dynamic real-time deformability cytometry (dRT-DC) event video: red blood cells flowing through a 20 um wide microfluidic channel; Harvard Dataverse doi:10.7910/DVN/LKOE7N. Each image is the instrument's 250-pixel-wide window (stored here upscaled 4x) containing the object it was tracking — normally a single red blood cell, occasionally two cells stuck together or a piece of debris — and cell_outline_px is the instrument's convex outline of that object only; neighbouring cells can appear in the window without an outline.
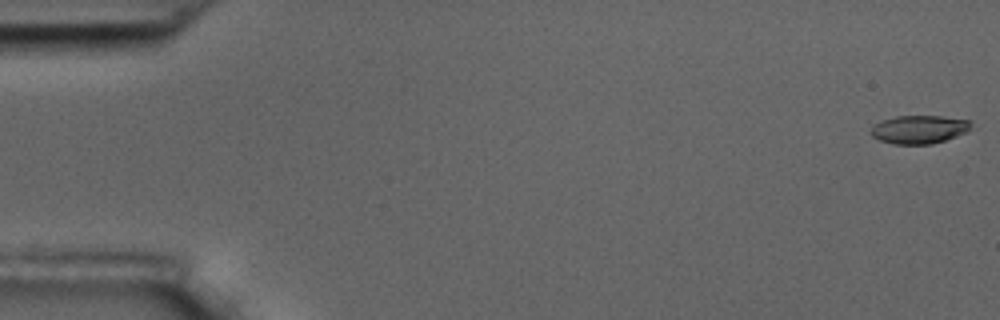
{"species": "common noctule bat (a hibernating species)", "species_latin": "Nyctalus noctula", "temperature_condition": "room temperature", "stored_images_in_passage": 56, "camera_frame_rate_fps": 3000, "um_per_image_px": 0.085, "animal": {"sex": "male", "body_mass_g": 17.5, "forearm_length_mm": 52.3}, "frame": {"image": 1, "passage_image": 1, "time_ms": 0.0, "image_size_px": [1000, 320], "cell_outline_px": [[972, 124], [968, 132], [932, 144], [892, 144], [880, 140], [872, 136], [868, 132], [872, 124], [880, 120], [896, 116], [944, 116], [972, 120]], "centroid_in_image_um": [78.1, 10.99], "position_along_channel_um": 6.9, "area_um2": 16.88}}
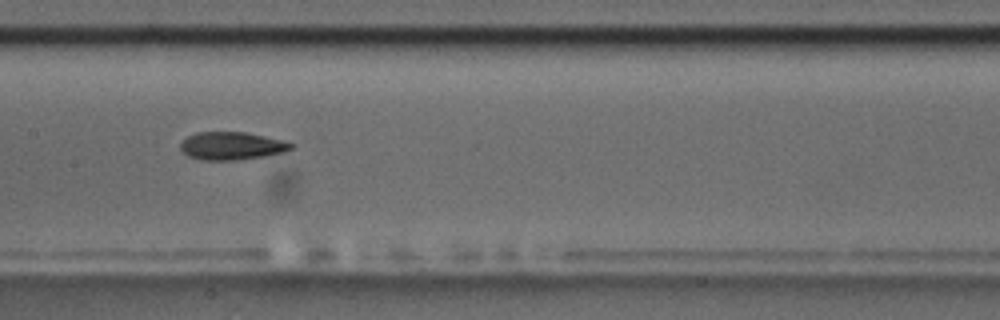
{"frame": {"image": 2, "passage_image": 28, "time_ms": 9.0, "image_size_px": [1000, 320], "cell_outline_px": [[296, 144], [292, 148], [284, 152], [264, 156], [236, 160], [200, 160], [188, 156], [180, 148], [180, 144], [188, 136], [196, 132], [248, 132]], "centroid_in_image_um": [19.69, 12.4], "position_along_channel_um": 187.7, "area_um2": 17.92}}
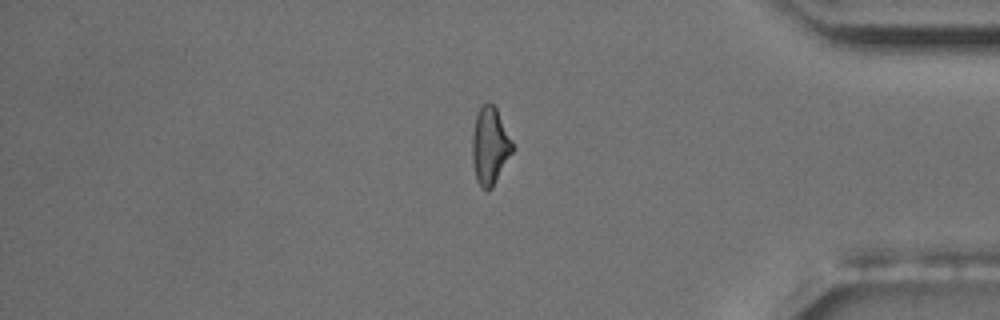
{"frame": {"image": 3, "passage_image": 47, "time_ms": 15.333, "image_size_px": [1000, 320], "cell_outline_px": [[512, 152], [492, 188], [484, 188], [476, 180], [472, 160], [472, 132], [476, 116], [480, 108], [488, 100], [496, 108], [512, 140]], "centroid_in_image_um": [41.62, 12.37], "position_along_channel_um": 393.6, "area_um2": 17.8}, "authors_computed_cell_mechanics": {"area_um2": 18.0336, "velocity_mm_per_s": 3.6578, "shape_relaxation_time_tau1_ms": 5.2856, "shape_relaxation_time_tau2_ms": 4.6658, "deformation_change_tau1": 0.1638, "deformation_change_tau2": 0.1136}}